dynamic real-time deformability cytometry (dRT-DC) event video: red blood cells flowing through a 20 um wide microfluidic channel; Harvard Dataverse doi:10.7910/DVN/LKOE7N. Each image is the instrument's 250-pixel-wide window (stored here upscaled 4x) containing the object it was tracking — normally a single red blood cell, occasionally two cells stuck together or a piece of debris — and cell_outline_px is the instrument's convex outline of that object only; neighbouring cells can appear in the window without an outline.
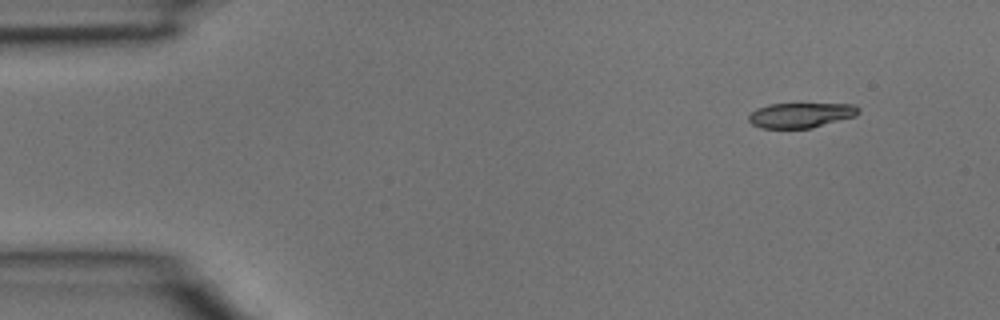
{"species": "common noctule bat (a hibernating species)", "species_latin": "Nyctalus noctula", "temperature_condition": "room temperature", "stored_images_in_passage": 3, "segment_of_instrument_passage": [2, 2], "camera_frame_rate_fps": 3000, "um_per_image_px": 0.085, "animal": {"sex": "male", "body_mass_g": 15.6}, "frame": {"image": 1, "passage_image": 3, "time_ms": 0.667, "image_size_px": [1000, 320], "cell_outline_px": [[860, 112], [856, 116], [812, 128], [760, 128], [752, 124], [748, 120], [748, 116], [756, 108], [768, 104], [852, 104], [860, 108]], "centroid_in_image_um": [68.06, 9.79], "position_along_channel_um": 16.9, "area_um2": 16.07}}